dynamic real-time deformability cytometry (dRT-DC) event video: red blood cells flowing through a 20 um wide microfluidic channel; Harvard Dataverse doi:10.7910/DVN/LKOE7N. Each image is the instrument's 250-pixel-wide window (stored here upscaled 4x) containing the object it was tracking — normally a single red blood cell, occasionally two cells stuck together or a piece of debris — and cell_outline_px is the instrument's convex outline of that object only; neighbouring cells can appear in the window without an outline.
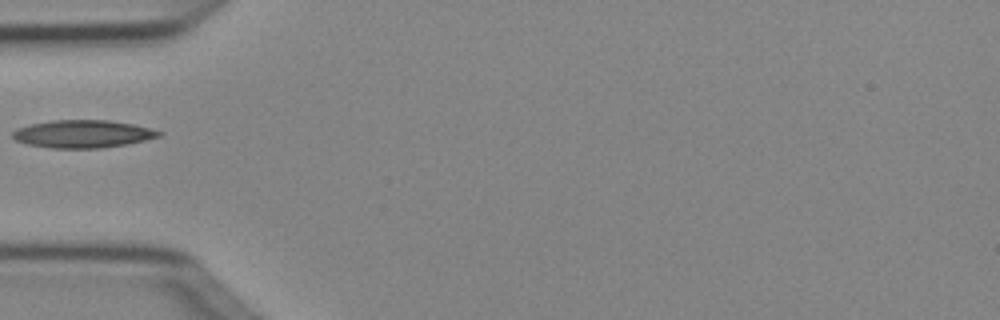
{"species": "Egyptian fruit bat (a non-hibernating species)", "species_latin": "Rousettus aegyptiacus", "temperature_condition": "cold", "stored_images_in_passage": 1, "camera_frame_rate_fps": 3000, "um_per_image_px": 0.085, "animal": {"sex": "female"}, "frame": {"image": 1, "passage_image": 1, "time_ms": 0.0, "image_size_px": [1000, 320], "cell_outline_px": [[164, 132], [160, 136], [128, 144], [100, 148], [52, 148], [28, 144], [16, 140], [12, 136], [12, 132], [16, 128], [32, 124], [52, 120], [108, 120], [132, 124], [152, 128]], "centroid_in_image_um": [7.06, 11.38], "position_along_channel_um": 77.9, "area_um2": 23.58}}